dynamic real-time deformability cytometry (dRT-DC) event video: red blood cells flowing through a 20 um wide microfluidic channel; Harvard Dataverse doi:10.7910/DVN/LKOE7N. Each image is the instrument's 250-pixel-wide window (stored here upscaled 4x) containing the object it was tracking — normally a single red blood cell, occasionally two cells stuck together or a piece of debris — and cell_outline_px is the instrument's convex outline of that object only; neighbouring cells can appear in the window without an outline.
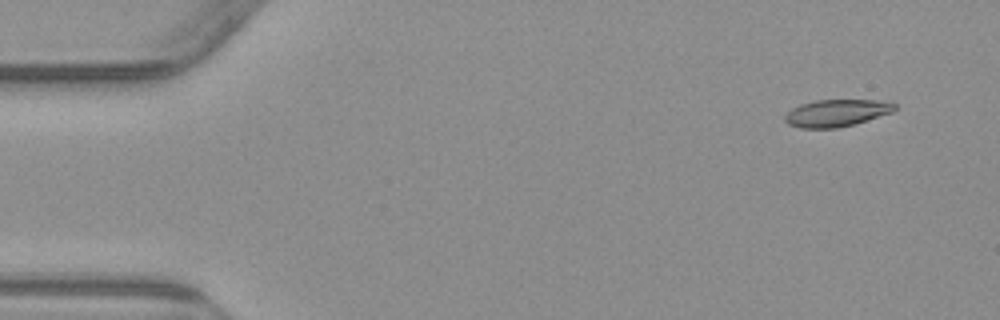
{"species": "common noctule bat (a hibernating species)", "species_latin": "Nyctalus noctula", "temperature_condition": "warm", "stored_images_in_passage": 5, "camera_frame_rate_fps": 3000, "um_per_image_px": 0.085, "animal": {"sex": "male", "body_mass_g": 23.1, "forearm_length_mm": 52.7}, "frame": {"image": 1, "passage_image": 1, "time_ms": 0.0, "image_size_px": [1000, 320], "cell_outline_px": [[896, 108], [892, 112], [852, 124], [836, 128], [800, 128], [788, 124], [784, 120], [784, 116], [792, 108], [800, 104], [816, 100], [876, 100], [896, 104]], "centroid_in_image_um": [71.05, 9.6], "position_along_channel_um": 13.9, "area_um2": 17.11}}
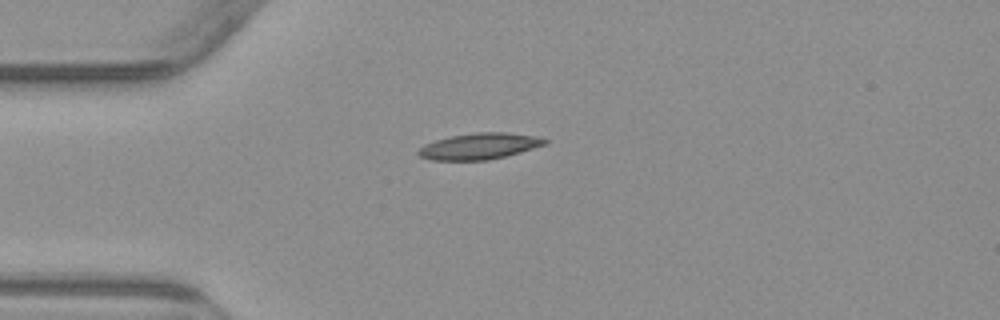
{"frame": {"image": 2, "passage_image": 4, "time_ms": 3.333, "image_size_px": [1000, 320], "cell_outline_px": [[548, 144], [520, 152], [488, 160], [432, 160], [420, 156], [416, 152], [424, 144], [436, 140], [452, 136], [476, 132], [508, 132], [536, 136], [548, 140]], "centroid_in_image_um": [40.77, 12.42], "position_along_channel_um": 44.2, "area_um2": 19.25}}
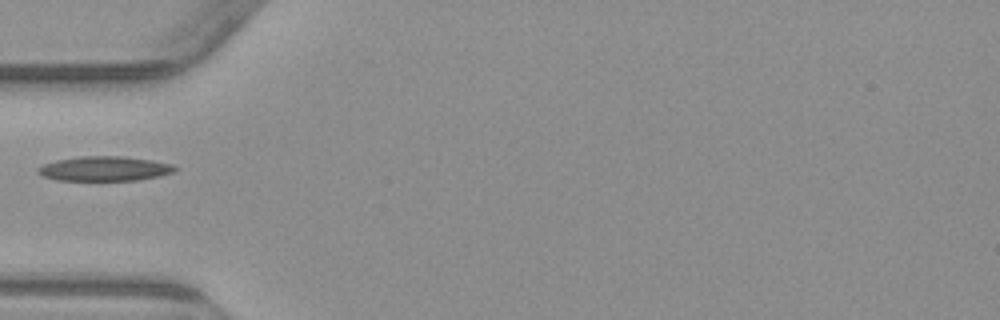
{"frame": {"image": 3, "passage_image": 5, "time_ms": 4.667, "image_size_px": [1000, 320], "cell_outline_px": [[176, 168], [172, 172], [160, 176], [136, 180], [56, 180], [44, 176], [36, 172], [36, 168], [44, 164], [56, 160], [80, 156], [124, 156], [152, 160], [172, 164]], "centroid_in_image_um": [8.85, 14.33], "position_along_channel_um": 76.1, "area_um2": 19.59}}